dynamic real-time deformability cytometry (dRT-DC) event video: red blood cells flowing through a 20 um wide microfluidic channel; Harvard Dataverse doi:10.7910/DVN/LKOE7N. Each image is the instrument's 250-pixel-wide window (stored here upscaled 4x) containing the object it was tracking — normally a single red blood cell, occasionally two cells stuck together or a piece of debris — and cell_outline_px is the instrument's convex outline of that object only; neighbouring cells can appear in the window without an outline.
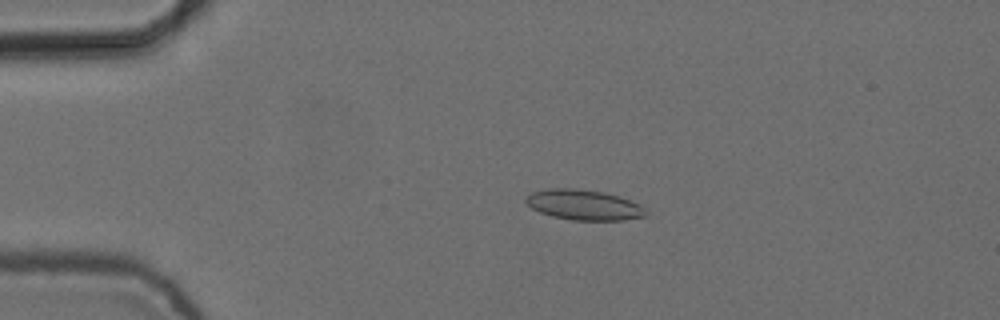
{"species": "common noctule bat (a hibernating species)", "species_latin": "Nyctalus noctula", "temperature_condition": "cold", "stored_images_in_passage": 6, "camera_frame_rate_fps": 3000, "um_per_image_px": 0.085, "animal": {"sex": "female", "body_mass_g": 24.6, "forearm_length_mm": 56.2}, "frame": {"image": 1, "passage_image": 3, "time_ms": 0.667, "image_size_px": [1000, 320], "cell_outline_px": [[648, 216], [624, 220], [572, 220], [552, 216], [540, 212], [532, 208], [524, 200], [532, 192], [548, 188], [576, 188], [604, 192], [640, 204], [648, 212]], "centroid_in_image_um": [49.64, 17.42], "position_along_channel_um": 35.4, "area_um2": 21.15}}
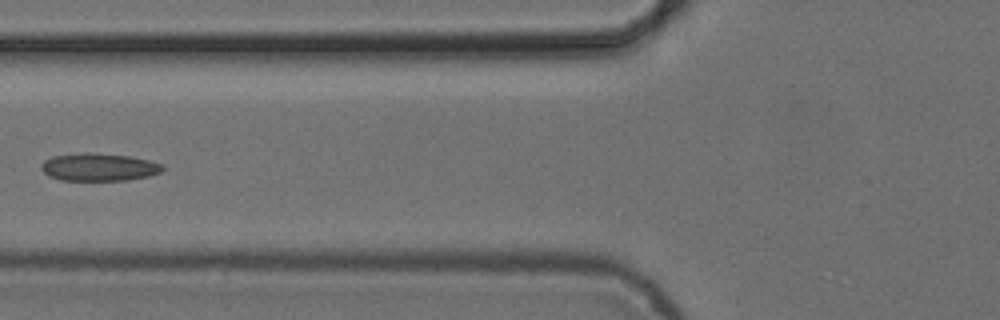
{"frame": {"image": 2, "passage_image": 5, "time_ms": 1.333, "image_size_px": [1000, 320], "cell_outline_px": [[164, 168], [160, 172], [148, 176], [128, 180], [60, 180], [48, 176], [40, 168], [40, 164], [44, 160], [52, 156], [132, 156], [164, 164]], "centroid_in_image_um": [8.44, 14.26], "position_along_channel_um": 117.4, "area_um2": 18.55}}
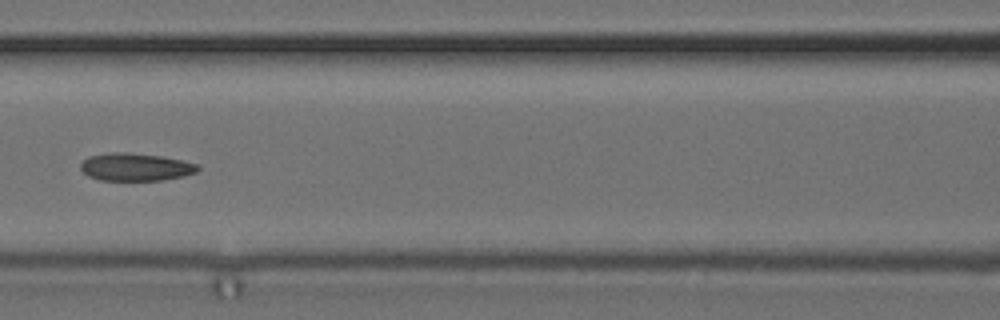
{"frame": {"image": 3, "passage_image": 6, "time_ms": 1.667, "image_size_px": [1000, 320], "cell_outline_px": [[200, 168], [196, 172], [184, 176], [160, 180], [100, 180], [88, 176], [80, 168], [80, 164], [88, 156], [112, 152], [124, 152], [164, 156], [196, 164]], "centroid_in_image_um": [11.5, 14.19], "position_along_channel_um": 155.1, "area_um2": 18.84}}